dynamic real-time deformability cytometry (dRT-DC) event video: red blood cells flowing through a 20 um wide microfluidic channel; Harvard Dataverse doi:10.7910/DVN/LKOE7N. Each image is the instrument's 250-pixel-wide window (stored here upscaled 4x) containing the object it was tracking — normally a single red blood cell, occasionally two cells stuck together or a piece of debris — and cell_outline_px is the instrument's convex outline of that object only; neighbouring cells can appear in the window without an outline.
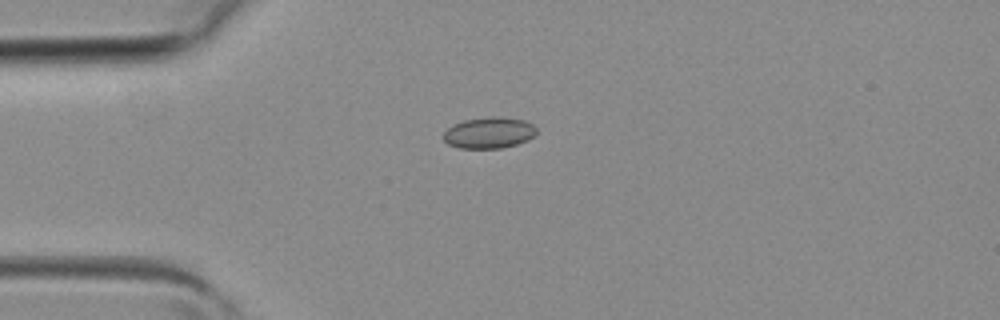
{"species": "common noctule bat (a hibernating species)", "species_latin": "Nyctalus noctula", "temperature_condition": "room temperature", "stored_images_in_passage": 1, "camera_frame_rate_fps": 3000, "um_per_image_px": 0.085, "animal": {"sex": "female", "body_mass_g": 19.3, "forearm_length_mm": 54.1}, "frame": {"image": 1, "passage_image": 1, "time_ms": 0.0, "image_size_px": [1000, 320], "cell_outline_px": [[536, 132], [528, 140], [516, 144], [500, 148], [460, 148], [448, 144], [444, 140], [444, 132], [452, 124], [464, 120], [488, 116], [500, 116], [524, 120], [532, 124], [536, 128]], "centroid_in_image_um": [41.55, 11.27], "position_along_channel_um": 43.4, "area_um2": 16.94}}